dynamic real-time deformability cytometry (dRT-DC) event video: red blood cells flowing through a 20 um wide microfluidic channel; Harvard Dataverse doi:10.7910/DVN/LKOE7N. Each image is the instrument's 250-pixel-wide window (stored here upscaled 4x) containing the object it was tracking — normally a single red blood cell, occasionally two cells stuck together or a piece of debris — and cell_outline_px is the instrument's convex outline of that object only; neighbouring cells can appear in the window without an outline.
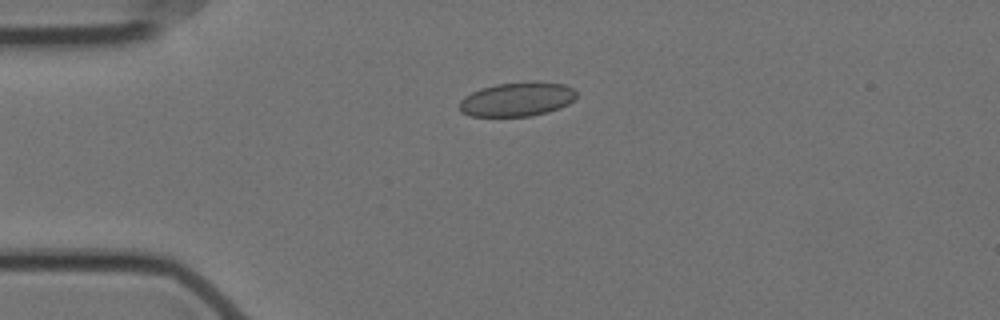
{"species": "Egyptian fruit bat (a non-hibernating species)", "species_latin": "Rousettus aegyptiacus", "temperature_condition": "cold", "stored_images_in_passage": 45, "camera_frame_rate_fps": 3000, "um_per_image_px": 0.085, "animal": {"sex": "female"}, "frame": {"image": 1, "passage_image": 1, "time_ms": 0.0, "image_size_px": [1000, 320], "cell_outline_px": [[576, 96], [568, 104], [560, 108], [548, 112], [528, 116], [472, 116], [460, 112], [460, 100], [464, 96], [480, 88], [496, 84], [564, 84], [572, 88], [576, 92]], "centroid_in_image_um": [43.9, 8.48], "position_along_channel_um": 41.1, "area_um2": 22.48}}
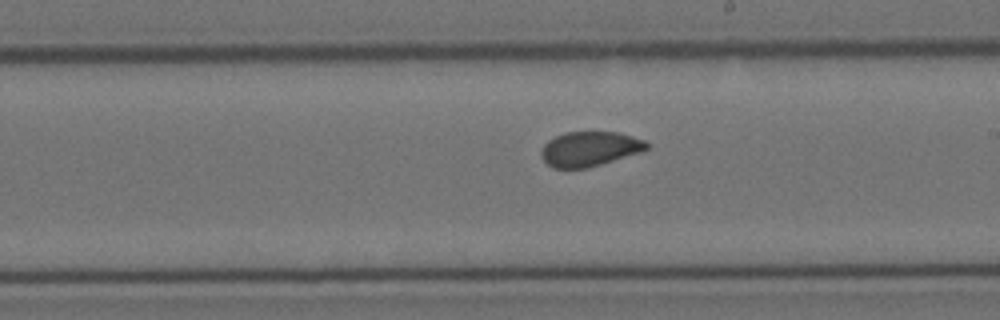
{"frame": {"image": 2, "passage_image": 20, "time_ms": 6.333, "image_size_px": [1000, 320], "cell_outline_px": [[648, 148], [640, 152], [600, 164], [584, 168], [552, 168], [540, 156], [540, 152], [544, 144], [548, 140], [564, 132], [620, 132], [644, 140], [648, 144]], "centroid_in_image_um": [50.09, 12.64], "position_along_channel_um": 238.9, "area_um2": 21.21}}
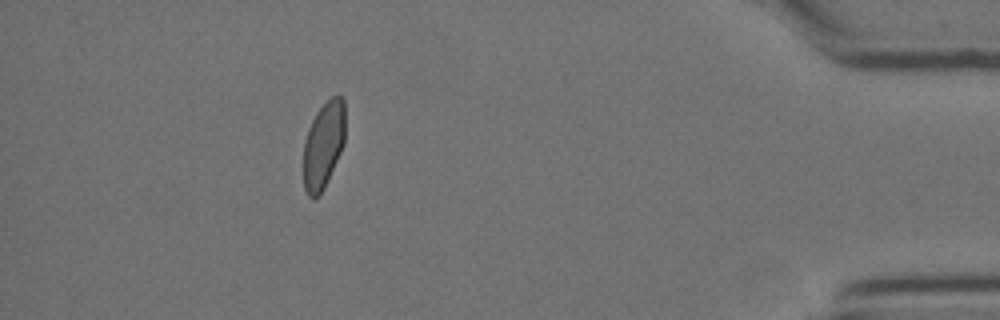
{"frame": {"image": 3, "passage_image": 39, "time_ms": 12.667, "image_size_px": [1000, 320], "cell_outline_px": [[344, 144], [324, 188], [320, 196], [312, 200], [308, 196], [304, 188], [304, 140], [308, 128], [316, 112], [332, 96], [340, 96], [344, 100]], "centroid_in_image_um": [27.48, 12.36], "position_along_channel_um": 407.7, "area_um2": 21.04}, "authors_computed_cell_mechanics": {"area_um2": 22.1374, "velocity_mm_per_s": 3.5014, "shape_relaxation_time_tau1_ms": null, "shape_relaxation_time_tau2_ms": 0.4562, "deformation_change_tau1": null, "deformation_change_tau2": 0.0455}}